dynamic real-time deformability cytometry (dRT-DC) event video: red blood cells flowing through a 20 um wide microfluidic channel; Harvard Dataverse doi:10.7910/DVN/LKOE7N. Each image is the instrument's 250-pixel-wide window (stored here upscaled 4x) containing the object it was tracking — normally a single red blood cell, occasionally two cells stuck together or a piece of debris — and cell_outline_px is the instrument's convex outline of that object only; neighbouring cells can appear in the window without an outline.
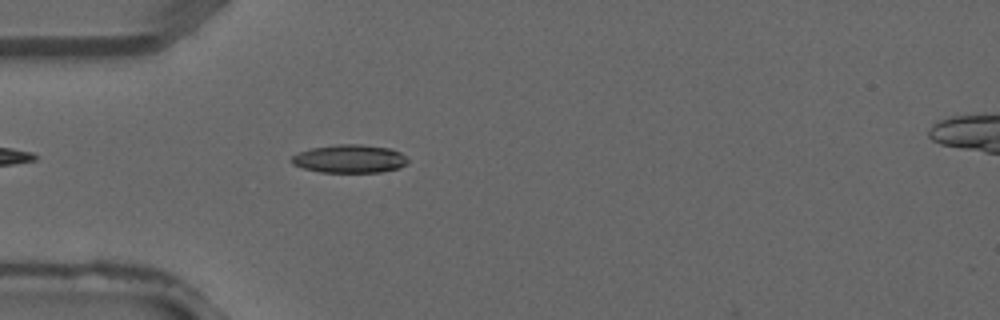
{"species": "common noctule bat (a hibernating species)", "species_latin": "Nyctalus noctula", "temperature_condition": "warm", "stored_images_in_passage": 4, "camera_frame_rate_fps": 3000, "um_per_image_px": 0.085, "animal": {"sex": "male", "forearm_length_mm": 52.5}, "frame": {"image": 1, "passage_image": 4, "time_ms": 1.0, "image_size_px": [1000, 320], "cell_outline_px": [[408, 164], [400, 168], [380, 172], [320, 172], [304, 168], [292, 164], [288, 160], [292, 156], [300, 152], [312, 148], [336, 144], [360, 144], [392, 148], [400, 152], [408, 160]], "centroid_in_image_um": [29.73, 13.49], "position_along_channel_um": 55.3, "area_um2": 19.25}}